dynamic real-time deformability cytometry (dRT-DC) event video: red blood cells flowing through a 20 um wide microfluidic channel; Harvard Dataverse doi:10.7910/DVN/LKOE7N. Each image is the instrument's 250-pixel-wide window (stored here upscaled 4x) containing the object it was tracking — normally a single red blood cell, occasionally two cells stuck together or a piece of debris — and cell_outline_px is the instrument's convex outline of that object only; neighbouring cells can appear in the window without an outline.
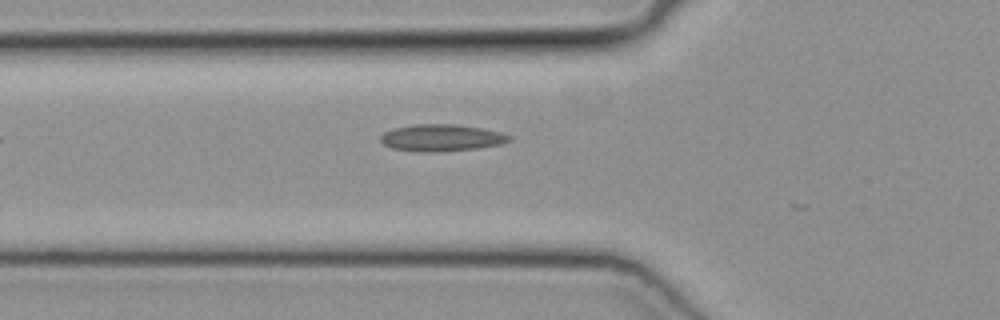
{"species": "common noctule bat (a hibernating species)", "species_latin": "Nyctalus noctula", "temperature_condition": "cold", "stored_images_in_passage": 6, "camera_frame_rate_fps": 3000, "um_per_image_px": 0.085, "animal": {"sex": "female", "body_mass_g": 19.3, "forearm_length_mm": 54.1}, "frame": {"image": 1, "passage_image": 2, "time_ms": 0.333, "image_size_px": [1000, 320], "cell_outline_px": [[512, 140], [500, 144], [476, 148], [432, 152], [420, 152], [392, 148], [384, 144], [380, 140], [380, 136], [384, 132], [392, 128], [412, 124], [456, 124], [480, 128], [500, 132], [512, 136]], "centroid_in_image_um": [37.49, 11.7], "position_along_channel_um": 88.3, "area_um2": 20.11}}